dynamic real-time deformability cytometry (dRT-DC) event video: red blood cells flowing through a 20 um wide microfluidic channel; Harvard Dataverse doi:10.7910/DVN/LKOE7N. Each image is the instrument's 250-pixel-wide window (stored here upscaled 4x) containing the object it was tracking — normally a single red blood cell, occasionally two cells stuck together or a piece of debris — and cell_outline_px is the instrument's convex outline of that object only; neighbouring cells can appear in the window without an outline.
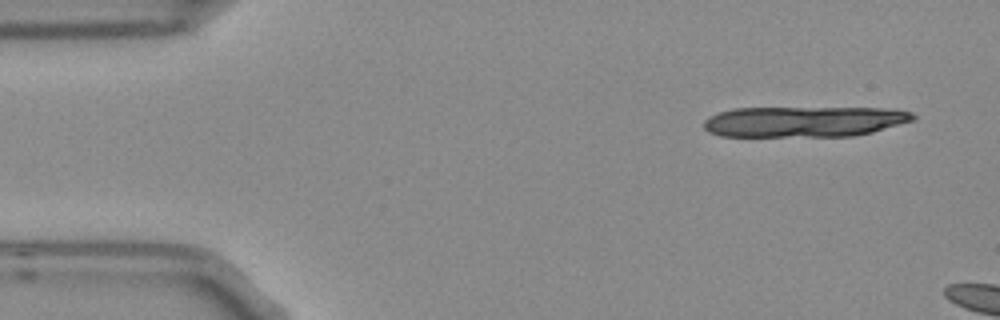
{"species": "Egyptian fruit bat (a non-hibernating species)", "species_latin": "Rousettus aegyptiacus", "temperature_condition": "room temperature", "stored_images_in_passage": 3, "camera_frame_rate_fps": 3000, "um_per_image_px": 0.085, "frame": {"image": 1, "passage_image": 1, "time_ms": 0.0, "image_size_px": [1000, 320], "cell_outline_px": [[916, 120], [872, 132], [852, 136], [720, 136], [708, 132], [704, 128], [704, 120], [708, 116], [720, 112], [736, 108], [896, 108], [912, 112], [916, 116]], "centroid_in_image_um": [68.39, 10.33], "position_along_channel_um": 16.6, "area_um2": 37.63}}